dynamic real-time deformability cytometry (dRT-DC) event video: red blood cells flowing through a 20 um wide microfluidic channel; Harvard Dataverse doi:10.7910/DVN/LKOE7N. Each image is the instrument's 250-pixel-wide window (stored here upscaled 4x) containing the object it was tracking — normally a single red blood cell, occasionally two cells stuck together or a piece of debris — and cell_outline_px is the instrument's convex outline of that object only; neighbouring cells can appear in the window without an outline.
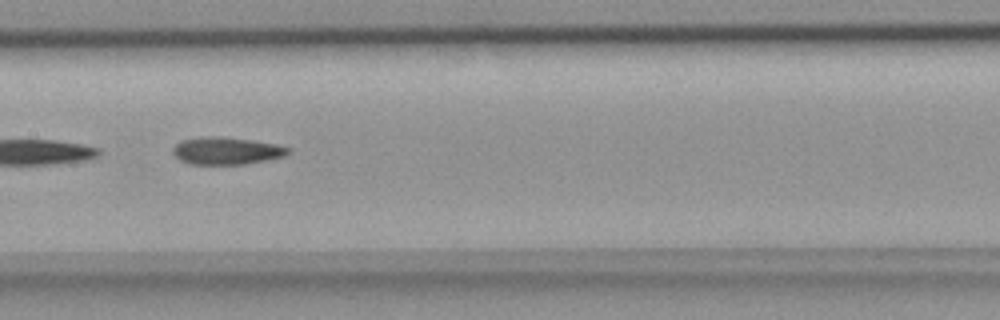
{"species": "common noctule bat (a hibernating species)", "species_latin": "Nyctalus noctula", "temperature_condition": "room temperature", "stored_images_in_passage": 17, "camera_frame_rate_fps": 3000, "um_per_image_px": 0.085, "animal": {"sex": "female", "body_mass_g": 18.4}, "frame": {"image": 1, "passage_image": 10, "time_ms": 3.0, "image_size_px": [1000, 320], "cell_outline_px": [[292, 152], [284, 156], [244, 164], [188, 164], [180, 160], [172, 152], [172, 148], [180, 140], [204, 136], [212, 136], [252, 140], [276, 144], [288, 148]], "centroid_in_image_um": [19.21, 12.81], "position_along_channel_um": 188.2, "area_um2": 18.26}}